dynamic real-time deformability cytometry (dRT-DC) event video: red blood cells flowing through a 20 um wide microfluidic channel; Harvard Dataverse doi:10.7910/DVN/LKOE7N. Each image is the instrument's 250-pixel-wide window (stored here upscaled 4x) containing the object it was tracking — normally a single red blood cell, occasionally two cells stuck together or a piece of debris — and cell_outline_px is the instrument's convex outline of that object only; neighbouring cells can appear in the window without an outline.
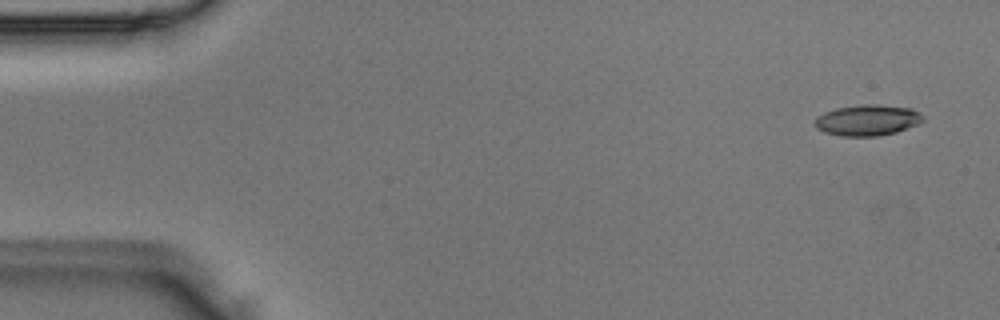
{"species": "Egyptian fruit bat (a non-hibernating species)", "species_latin": "Rousettus aegyptiacus", "temperature_condition": "room temperature", "stored_images_in_passage": 4, "camera_frame_rate_fps": 3000, "um_per_image_px": 0.085, "animal": {"sex": "male"}, "frame": {"image": 1, "passage_image": 1, "time_ms": 0.0, "image_size_px": [1000, 320], "cell_outline_px": [[924, 120], [920, 124], [896, 132], [876, 136], [840, 136], [824, 132], [816, 128], [816, 116], [824, 112], [836, 108], [864, 104], [876, 104], [912, 108], [924, 116]], "centroid_in_image_um": [73.76, 10.21], "position_along_channel_um": 11.2, "area_um2": 19.59}}